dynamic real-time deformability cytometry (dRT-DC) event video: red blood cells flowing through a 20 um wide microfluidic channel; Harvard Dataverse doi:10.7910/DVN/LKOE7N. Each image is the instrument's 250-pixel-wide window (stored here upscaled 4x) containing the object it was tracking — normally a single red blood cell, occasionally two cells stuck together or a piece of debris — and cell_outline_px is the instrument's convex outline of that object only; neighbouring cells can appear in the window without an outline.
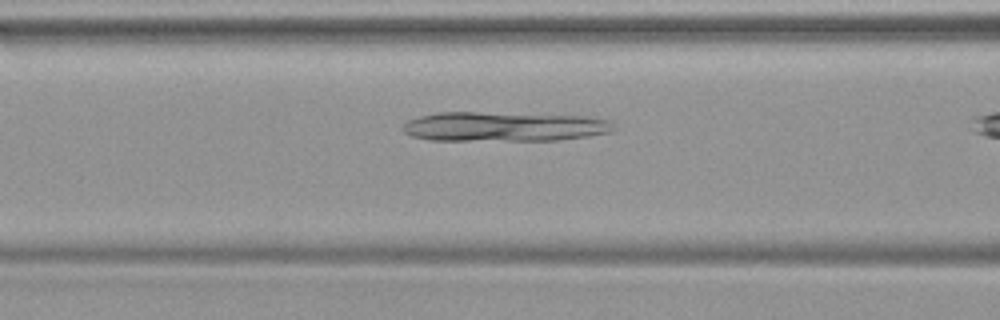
{"species": "common noctule bat (a hibernating species)", "species_latin": "Nyctalus noctula", "temperature_condition": "warm", "stored_images_in_passage": 34, "camera_frame_rate_fps": 3000, "um_per_image_px": 0.085, "animal": {"sex": "female", "body_mass_g": 19.9}, "frame": {"image": 1, "passage_image": 15, "time_ms": 4.667, "image_size_px": [1000, 320], "cell_outline_px": [[612, 128], [608, 132], [588, 136], [556, 140], [432, 140], [412, 136], [404, 132], [400, 128], [408, 120], [420, 116], [436, 112], [476, 112], [588, 116], [612, 120]], "centroid_in_image_um": [42.8, 10.75], "position_along_channel_um": 123.8, "area_um2": 36.24}}